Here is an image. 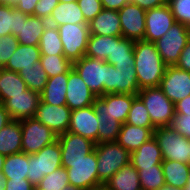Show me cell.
Returning <instances> with one entry per match:
<instances>
[{
	"label": "cell",
	"mask_w": 190,
	"mask_h": 190,
	"mask_svg": "<svg viewBox=\"0 0 190 190\" xmlns=\"http://www.w3.org/2000/svg\"><path fill=\"white\" fill-rule=\"evenodd\" d=\"M134 60L139 89L159 87L167 65L163 62L155 42L135 41Z\"/></svg>",
	"instance_id": "6da1fadb"
},
{
	"label": "cell",
	"mask_w": 190,
	"mask_h": 190,
	"mask_svg": "<svg viewBox=\"0 0 190 190\" xmlns=\"http://www.w3.org/2000/svg\"><path fill=\"white\" fill-rule=\"evenodd\" d=\"M98 180L104 185L116 172L130 162V152L117 142L95 144Z\"/></svg>",
	"instance_id": "7a4b0ae2"
},
{
	"label": "cell",
	"mask_w": 190,
	"mask_h": 190,
	"mask_svg": "<svg viewBox=\"0 0 190 190\" xmlns=\"http://www.w3.org/2000/svg\"><path fill=\"white\" fill-rule=\"evenodd\" d=\"M137 96L143 101L155 128L170 127L175 114V104L159 87L141 89Z\"/></svg>",
	"instance_id": "3957f363"
},
{
	"label": "cell",
	"mask_w": 190,
	"mask_h": 190,
	"mask_svg": "<svg viewBox=\"0 0 190 190\" xmlns=\"http://www.w3.org/2000/svg\"><path fill=\"white\" fill-rule=\"evenodd\" d=\"M62 167L61 147L58 139L46 145L39 152L29 155V173L27 180L36 186L45 175Z\"/></svg>",
	"instance_id": "277c9868"
},
{
	"label": "cell",
	"mask_w": 190,
	"mask_h": 190,
	"mask_svg": "<svg viewBox=\"0 0 190 190\" xmlns=\"http://www.w3.org/2000/svg\"><path fill=\"white\" fill-rule=\"evenodd\" d=\"M97 158L94 150L84 159L78 161H66L62 167L67 169L69 184L74 187L88 190L102 186L98 180Z\"/></svg>",
	"instance_id": "5b68a950"
},
{
	"label": "cell",
	"mask_w": 190,
	"mask_h": 190,
	"mask_svg": "<svg viewBox=\"0 0 190 190\" xmlns=\"http://www.w3.org/2000/svg\"><path fill=\"white\" fill-rule=\"evenodd\" d=\"M190 40V28L175 22L169 31L155 42L157 50L167 66H175L183 48Z\"/></svg>",
	"instance_id": "8992f818"
},
{
	"label": "cell",
	"mask_w": 190,
	"mask_h": 190,
	"mask_svg": "<svg viewBox=\"0 0 190 190\" xmlns=\"http://www.w3.org/2000/svg\"><path fill=\"white\" fill-rule=\"evenodd\" d=\"M162 151L163 160L189 163V139L176 133L171 127H157L153 132Z\"/></svg>",
	"instance_id": "52a82bcc"
},
{
	"label": "cell",
	"mask_w": 190,
	"mask_h": 190,
	"mask_svg": "<svg viewBox=\"0 0 190 190\" xmlns=\"http://www.w3.org/2000/svg\"><path fill=\"white\" fill-rule=\"evenodd\" d=\"M63 44V54L71 62L80 60L86 52L90 30L88 24H64L57 27Z\"/></svg>",
	"instance_id": "ba28073f"
},
{
	"label": "cell",
	"mask_w": 190,
	"mask_h": 190,
	"mask_svg": "<svg viewBox=\"0 0 190 190\" xmlns=\"http://www.w3.org/2000/svg\"><path fill=\"white\" fill-rule=\"evenodd\" d=\"M72 68L82 78L89 89L97 96L104 95L109 64L105 61L83 56L72 63Z\"/></svg>",
	"instance_id": "9c48e42d"
},
{
	"label": "cell",
	"mask_w": 190,
	"mask_h": 190,
	"mask_svg": "<svg viewBox=\"0 0 190 190\" xmlns=\"http://www.w3.org/2000/svg\"><path fill=\"white\" fill-rule=\"evenodd\" d=\"M20 123L22 152L28 155L39 152L43 147L57 140V135L34 117L22 119Z\"/></svg>",
	"instance_id": "30bf717a"
},
{
	"label": "cell",
	"mask_w": 190,
	"mask_h": 190,
	"mask_svg": "<svg viewBox=\"0 0 190 190\" xmlns=\"http://www.w3.org/2000/svg\"><path fill=\"white\" fill-rule=\"evenodd\" d=\"M140 91L135 65H110L107 72V83L104 85V94H132Z\"/></svg>",
	"instance_id": "8fae6325"
},
{
	"label": "cell",
	"mask_w": 190,
	"mask_h": 190,
	"mask_svg": "<svg viewBox=\"0 0 190 190\" xmlns=\"http://www.w3.org/2000/svg\"><path fill=\"white\" fill-rule=\"evenodd\" d=\"M136 96L132 94L107 93L96 97L92 107L97 116L115 117L116 120L124 124Z\"/></svg>",
	"instance_id": "7c38bea8"
},
{
	"label": "cell",
	"mask_w": 190,
	"mask_h": 190,
	"mask_svg": "<svg viewBox=\"0 0 190 190\" xmlns=\"http://www.w3.org/2000/svg\"><path fill=\"white\" fill-rule=\"evenodd\" d=\"M122 37L133 41L144 40L146 10L137 4L127 3L119 11Z\"/></svg>",
	"instance_id": "4fadbf2b"
},
{
	"label": "cell",
	"mask_w": 190,
	"mask_h": 190,
	"mask_svg": "<svg viewBox=\"0 0 190 190\" xmlns=\"http://www.w3.org/2000/svg\"><path fill=\"white\" fill-rule=\"evenodd\" d=\"M159 88L175 104L190 95V72L167 66Z\"/></svg>",
	"instance_id": "5bb4252c"
},
{
	"label": "cell",
	"mask_w": 190,
	"mask_h": 190,
	"mask_svg": "<svg viewBox=\"0 0 190 190\" xmlns=\"http://www.w3.org/2000/svg\"><path fill=\"white\" fill-rule=\"evenodd\" d=\"M176 22L168 4L146 10L144 40L156 42L165 35Z\"/></svg>",
	"instance_id": "9a60e30c"
},
{
	"label": "cell",
	"mask_w": 190,
	"mask_h": 190,
	"mask_svg": "<svg viewBox=\"0 0 190 190\" xmlns=\"http://www.w3.org/2000/svg\"><path fill=\"white\" fill-rule=\"evenodd\" d=\"M71 109L67 105L40 102L34 118L49 127L57 136L68 131Z\"/></svg>",
	"instance_id": "2e32d148"
},
{
	"label": "cell",
	"mask_w": 190,
	"mask_h": 190,
	"mask_svg": "<svg viewBox=\"0 0 190 190\" xmlns=\"http://www.w3.org/2000/svg\"><path fill=\"white\" fill-rule=\"evenodd\" d=\"M40 102V93L27 89L23 94L10 95L3 105L12 120H22L33 118Z\"/></svg>",
	"instance_id": "e0dca14e"
},
{
	"label": "cell",
	"mask_w": 190,
	"mask_h": 190,
	"mask_svg": "<svg viewBox=\"0 0 190 190\" xmlns=\"http://www.w3.org/2000/svg\"><path fill=\"white\" fill-rule=\"evenodd\" d=\"M61 147V164L66 161H78L85 158L95 148V142L71 132L57 136Z\"/></svg>",
	"instance_id": "ac0fdd59"
},
{
	"label": "cell",
	"mask_w": 190,
	"mask_h": 190,
	"mask_svg": "<svg viewBox=\"0 0 190 190\" xmlns=\"http://www.w3.org/2000/svg\"><path fill=\"white\" fill-rule=\"evenodd\" d=\"M68 132L98 144V116L92 106L71 110Z\"/></svg>",
	"instance_id": "d6986e66"
},
{
	"label": "cell",
	"mask_w": 190,
	"mask_h": 190,
	"mask_svg": "<svg viewBox=\"0 0 190 190\" xmlns=\"http://www.w3.org/2000/svg\"><path fill=\"white\" fill-rule=\"evenodd\" d=\"M96 95L89 89L82 78L72 68L68 72L66 88V105L71 109H80L92 106Z\"/></svg>",
	"instance_id": "ffe728a7"
},
{
	"label": "cell",
	"mask_w": 190,
	"mask_h": 190,
	"mask_svg": "<svg viewBox=\"0 0 190 190\" xmlns=\"http://www.w3.org/2000/svg\"><path fill=\"white\" fill-rule=\"evenodd\" d=\"M90 35L122 36V28L118 11L105 9L88 23Z\"/></svg>",
	"instance_id": "44dd1931"
},
{
	"label": "cell",
	"mask_w": 190,
	"mask_h": 190,
	"mask_svg": "<svg viewBox=\"0 0 190 190\" xmlns=\"http://www.w3.org/2000/svg\"><path fill=\"white\" fill-rule=\"evenodd\" d=\"M162 151L154 136L142 144L136 151L130 153V163L138 171L140 169L161 165Z\"/></svg>",
	"instance_id": "7402d4cb"
},
{
	"label": "cell",
	"mask_w": 190,
	"mask_h": 190,
	"mask_svg": "<svg viewBox=\"0 0 190 190\" xmlns=\"http://www.w3.org/2000/svg\"><path fill=\"white\" fill-rule=\"evenodd\" d=\"M154 130L155 128H143L124 123L116 142L131 153L152 138Z\"/></svg>",
	"instance_id": "603a6c76"
},
{
	"label": "cell",
	"mask_w": 190,
	"mask_h": 190,
	"mask_svg": "<svg viewBox=\"0 0 190 190\" xmlns=\"http://www.w3.org/2000/svg\"><path fill=\"white\" fill-rule=\"evenodd\" d=\"M48 24L45 18L29 15L22 19V26L16 39L21 45L39 46L40 38Z\"/></svg>",
	"instance_id": "cb8c5ba5"
},
{
	"label": "cell",
	"mask_w": 190,
	"mask_h": 190,
	"mask_svg": "<svg viewBox=\"0 0 190 190\" xmlns=\"http://www.w3.org/2000/svg\"><path fill=\"white\" fill-rule=\"evenodd\" d=\"M22 152L20 120H12L0 130V154L6 156Z\"/></svg>",
	"instance_id": "d4e9b609"
},
{
	"label": "cell",
	"mask_w": 190,
	"mask_h": 190,
	"mask_svg": "<svg viewBox=\"0 0 190 190\" xmlns=\"http://www.w3.org/2000/svg\"><path fill=\"white\" fill-rule=\"evenodd\" d=\"M50 25L61 26L70 24H88L84 19L82 11L77 1L59 4L52 10L48 19Z\"/></svg>",
	"instance_id": "484cf974"
},
{
	"label": "cell",
	"mask_w": 190,
	"mask_h": 190,
	"mask_svg": "<svg viewBox=\"0 0 190 190\" xmlns=\"http://www.w3.org/2000/svg\"><path fill=\"white\" fill-rule=\"evenodd\" d=\"M104 186L108 190H142L139 172L130 162L107 180Z\"/></svg>",
	"instance_id": "4316f807"
},
{
	"label": "cell",
	"mask_w": 190,
	"mask_h": 190,
	"mask_svg": "<svg viewBox=\"0 0 190 190\" xmlns=\"http://www.w3.org/2000/svg\"><path fill=\"white\" fill-rule=\"evenodd\" d=\"M41 53L39 46H27L19 44L15 53L3 67L7 70L20 72L33 68L34 63L40 61Z\"/></svg>",
	"instance_id": "83f0119b"
},
{
	"label": "cell",
	"mask_w": 190,
	"mask_h": 190,
	"mask_svg": "<svg viewBox=\"0 0 190 190\" xmlns=\"http://www.w3.org/2000/svg\"><path fill=\"white\" fill-rule=\"evenodd\" d=\"M68 73L48 78L46 86L40 93L41 101L51 105H66V88Z\"/></svg>",
	"instance_id": "f1b7e54d"
},
{
	"label": "cell",
	"mask_w": 190,
	"mask_h": 190,
	"mask_svg": "<svg viewBox=\"0 0 190 190\" xmlns=\"http://www.w3.org/2000/svg\"><path fill=\"white\" fill-rule=\"evenodd\" d=\"M165 184L184 189L190 172L189 163L179 161L163 160L161 163Z\"/></svg>",
	"instance_id": "f546056e"
},
{
	"label": "cell",
	"mask_w": 190,
	"mask_h": 190,
	"mask_svg": "<svg viewBox=\"0 0 190 190\" xmlns=\"http://www.w3.org/2000/svg\"><path fill=\"white\" fill-rule=\"evenodd\" d=\"M27 85L18 72L0 68V103H4L10 95L23 94Z\"/></svg>",
	"instance_id": "4dcf8cb0"
},
{
	"label": "cell",
	"mask_w": 190,
	"mask_h": 190,
	"mask_svg": "<svg viewBox=\"0 0 190 190\" xmlns=\"http://www.w3.org/2000/svg\"><path fill=\"white\" fill-rule=\"evenodd\" d=\"M114 43H118V37L90 35L85 56L105 61L112 56Z\"/></svg>",
	"instance_id": "1f68e13d"
},
{
	"label": "cell",
	"mask_w": 190,
	"mask_h": 190,
	"mask_svg": "<svg viewBox=\"0 0 190 190\" xmlns=\"http://www.w3.org/2000/svg\"><path fill=\"white\" fill-rule=\"evenodd\" d=\"M2 173L5 179H27L29 173V155L20 152L6 156Z\"/></svg>",
	"instance_id": "d6a6232c"
},
{
	"label": "cell",
	"mask_w": 190,
	"mask_h": 190,
	"mask_svg": "<svg viewBox=\"0 0 190 190\" xmlns=\"http://www.w3.org/2000/svg\"><path fill=\"white\" fill-rule=\"evenodd\" d=\"M28 16L13 6L0 5V37L8 34L17 36L22 26V19Z\"/></svg>",
	"instance_id": "836d02e7"
},
{
	"label": "cell",
	"mask_w": 190,
	"mask_h": 190,
	"mask_svg": "<svg viewBox=\"0 0 190 190\" xmlns=\"http://www.w3.org/2000/svg\"><path fill=\"white\" fill-rule=\"evenodd\" d=\"M134 44L135 41L118 36V43H114L112 56L105 62L110 65H134Z\"/></svg>",
	"instance_id": "e575fe53"
},
{
	"label": "cell",
	"mask_w": 190,
	"mask_h": 190,
	"mask_svg": "<svg viewBox=\"0 0 190 190\" xmlns=\"http://www.w3.org/2000/svg\"><path fill=\"white\" fill-rule=\"evenodd\" d=\"M39 48L41 55L64 56L63 44L56 26L48 24L40 38Z\"/></svg>",
	"instance_id": "d590c367"
},
{
	"label": "cell",
	"mask_w": 190,
	"mask_h": 190,
	"mask_svg": "<svg viewBox=\"0 0 190 190\" xmlns=\"http://www.w3.org/2000/svg\"><path fill=\"white\" fill-rule=\"evenodd\" d=\"M33 66V68L28 70H21L19 75L26 83L28 89L41 93L46 86L48 76L42 68L41 61L35 62Z\"/></svg>",
	"instance_id": "8d00e7d4"
},
{
	"label": "cell",
	"mask_w": 190,
	"mask_h": 190,
	"mask_svg": "<svg viewBox=\"0 0 190 190\" xmlns=\"http://www.w3.org/2000/svg\"><path fill=\"white\" fill-rule=\"evenodd\" d=\"M121 126L115 117L98 116V143L116 142Z\"/></svg>",
	"instance_id": "74e56055"
},
{
	"label": "cell",
	"mask_w": 190,
	"mask_h": 190,
	"mask_svg": "<svg viewBox=\"0 0 190 190\" xmlns=\"http://www.w3.org/2000/svg\"><path fill=\"white\" fill-rule=\"evenodd\" d=\"M138 172L142 190H159L165 185L161 165H153V167L140 169Z\"/></svg>",
	"instance_id": "f35d334b"
},
{
	"label": "cell",
	"mask_w": 190,
	"mask_h": 190,
	"mask_svg": "<svg viewBox=\"0 0 190 190\" xmlns=\"http://www.w3.org/2000/svg\"><path fill=\"white\" fill-rule=\"evenodd\" d=\"M40 61L48 78L68 73L72 69V63L65 56L41 55Z\"/></svg>",
	"instance_id": "ab89813d"
},
{
	"label": "cell",
	"mask_w": 190,
	"mask_h": 190,
	"mask_svg": "<svg viewBox=\"0 0 190 190\" xmlns=\"http://www.w3.org/2000/svg\"><path fill=\"white\" fill-rule=\"evenodd\" d=\"M125 123L132 124L134 126H140L143 128H155L152 125L151 118L145 105L143 104V101L138 96H136L132 102Z\"/></svg>",
	"instance_id": "60d3db41"
},
{
	"label": "cell",
	"mask_w": 190,
	"mask_h": 190,
	"mask_svg": "<svg viewBox=\"0 0 190 190\" xmlns=\"http://www.w3.org/2000/svg\"><path fill=\"white\" fill-rule=\"evenodd\" d=\"M69 185L67 169L60 167L51 174L45 175L35 186L36 190H62Z\"/></svg>",
	"instance_id": "b9f144b4"
},
{
	"label": "cell",
	"mask_w": 190,
	"mask_h": 190,
	"mask_svg": "<svg viewBox=\"0 0 190 190\" xmlns=\"http://www.w3.org/2000/svg\"><path fill=\"white\" fill-rule=\"evenodd\" d=\"M176 22L185 24L190 28V0H167Z\"/></svg>",
	"instance_id": "7bdbcfd3"
},
{
	"label": "cell",
	"mask_w": 190,
	"mask_h": 190,
	"mask_svg": "<svg viewBox=\"0 0 190 190\" xmlns=\"http://www.w3.org/2000/svg\"><path fill=\"white\" fill-rule=\"evenodd\" d=\"M19 45L16 36L8 34L0 37V68H3L17 50Z\"/></svg>",
	"instance_id": "ee69618b"
},
{
	"label": "cell",
	"mask_w": 190,
	"mask_h": 190,
	"mask_svg": "<svg viewBox=\"0 0 190 190\" xmlns=\"http://www.w3.org/2000/svg\"><path fill=\"white\" fill-rule=\"evenodd\" d=\"M77 2L87 23L103 10L101 0H78Z\"/></svg>",
	"instance_id": "f6af8a7d"
},
{
	"label": "cell",
	"mask_w": 190,
	"mask_h": 190,
	"mask_svg": "<svg viewBox=\"0 0 190 190\" xmlns=\"http://www.w3.org/2000/svg\"><path fill=\"white\" fill-rule=\"evenodd\" d=\"M170 127L178 134L190 139V115L174 114Z\"/></svg>",
	"instance_id": "bcb514c9"
},
{
	"label": "cell",
	"mask_w": 190,
	"mask_h": 190,
	"mask_svg": "<svg viewBox=\"0 0 190 190\" xmlns=\"http://www.w3.org/2000/svg\"><path fill=\"white\" fill-rule=\"evenodd\" d=\"M58 4L59 0H38L34 10V16L42 17L48 20L52 10Z\"/></svg>",
	"instance_id": "7dc6e473"
},
{
	"label": "cell",
	"mask_w": 190,
	"mask_h": 190,
	"mask_svg": "<svg viewBox=\"0 0 190 190\" xmlns=\"http://www.w3.org/2000/svg\"><path fill=\"white\" fill-rule=\"evenodd\" d=\"M4 190H36L27 179H6Z\"/></svg>",
	"instance_id": "c3c4849f"
},
{
	"label": "cell",
	"mask_w": 190,
	"mask_h": 190,
	"mask_svg": "<svg viewBox=\"0 0 190 190\" xmlns=\"http://www.w3.org/2000/svg\"><path fill=\"white\" fill-rule=\"evenodd\" d=\"M181 70L190 72V40L187 42L181 52L179 61L175 65Z\"/></svg>",
	"instance_id": "681fc988"
},
{
	"label": "cell",
	"mask_w": 190,
	"mask_h": 190,
	"mask_svg": "<svg viewBox=\"0 0 190 190\" xmlns=\"http://www.w3.org/2000/svg\"><path fill=\"white\" fill-rule=\"evenodd\" d=\"M37 2L38 0H19L14 8L24 14L34 16V10Z\"/></svg>",
	"instance_id": "f907efd6"
},
{
	"label": "cell",
	"mask_w": 190,
	"mask_h": 190,
	"mask_svg": "<svg viewBox=\"0 0 190 190\" xmlns=\"http://www.w3.org/2000/svg\"><path fill=\"white\" fill-rule=\"evenodd\" d=\"M133 4H137L144 10L160 7L167 4V0H128Z\"/></svg>",
	"instance_id": "816d5d0a"
},
{
	"label": "cell",
	"mask_w": 190,
	"mask_h": 190,
	"mask_svg": "<svg viewBox=\"0 0 190 190\" xmlns=\"http://www.w3.org/2000/svg\"><path fill=\"white\" fill-rule=\"evenodd\" d=\"M175 112L190 115V95L175 103Z\"/></svg>",
	"instance_id": "f5cc1de1"
},
{
	"label": "cell",
	"mask_w": 190,
	"mask_h": 190,
	"mask_svg": "<svg viewBox=\"0 0 190 190\" xmlns=\"http://www.w3.org/2000/svg\"><path fill=\"white\" fill-rule=\"evenodd\" d=\"M105 9L119 11L125 4L130 3L128 0H101Z\"/></svg>",
	"instance_id": "db71d44e"
},
{
	"label": "cell",
	"mask_w": 190,
	"mask_h": 190,
	"mask_svg": "<svg viewBox=\"0 0 190 190\" xmlns=\"http://www.w3.org/2000/svg\"><path fill=\"white\" fill-rule=\"evenodd\" d=\"M10 121H12L8 111L5 109L4 105L0 103V130L6 126Z\"/></svg>",
	"instance_id": "11a10c76"
},
{
	"label": "cell",
	"mask_w": 190,
	"mask_h": 190,
	"mask_svg": "<svg viewBox=\"0 0 190 190\" xmlns=\"http://www.w3.org/2000/svg\"><path fill=\"white\" fill-rule=\"evenodd\" d=\"M19 0H0V5H7V6H13L17 4Z\"/></svg>",
	"instance_id": "9f6ffc18"
},
{
	"label": "cell",
	"mask_w": 190,
	"mask_h": 190,
	"mask_svg": "<svg viewBox=\"0 0 190 190\" xmlns=\"http://www.w3.org/2000/svg\"><path fill=\"white\" fill-rule=\"evenodd\" d=\"M5 177L2 172H0V190H4L5 188Z\"/></svg>",
	"instance_id": "6f0895ef"
},
{
	"label": "cell",
	"mask_w": 190,
	"mask_h": 190,
	"mask_svg": "<svg viewBox=\"0 0 190 190\" xmlns=\"http://www.w3.org/2000/svg\"><path fill=\"white\" fill-rule=\"evenodd\" d=\"M159 190H183L182 188L172 187L169 185H163Z\"/></svg>",
	"instance_id": "680465c9"
},
{
	"label": "cell",
	"mask_w": 190,
	"mask_h": 190,
	"mask_svg": "<svg viewBox=\"0 0 190 190\" xmlns=\"http://www.w3.org/2000/svg\"><path fill=\"white\" fill-rule=\"evenodd\" d=\"M62 190H83V189L74 187L73 185L69 184L67 187L62 188Z\"/></svg>",
	"instance_id": "91938a15"
},
{
	"label": "cell",
	"mask_w": 190,
	"mask_h": 190,
	"mask_svg": "<svg viewBox=\"0 0 190 190\" xmlns=\"http://www.w3.org/2000/svg\"><path fill=\"white\" fill-rule=\"evenodd\" d=\"M5 156L0 154V172H2V167L4 164Z\"/></svg>",
	"instance_id": "94428289"
},
{
	"label": "cell",
	"mask_w": 190,
	"mask_h": 190,
	"mask_svg": "<svg viewBox=\"0 0 190 190\" xmlns=\"http://www.w3.org/2000/svg\"><path fill=\"white\" fill-rule=\"evenodd\" d=\"M183 190H190V172H189V176L187 178V184H186V186L184 187Z\"/></svg>",
	"instance_id": "6125c7cd"
},
{
	"label": "cell",
	"mask_w": 190,
	"mask_h": 190,
	"mask_svg": "<svg viewBox=\"0 0 190 190\" xmlns=\"http://www.w3.org/2000/svg\"><path fill=\"white\" fill-rule=\"evenodd\" d=\"M88 190H108L104 185L96 187V188H92V189H88Z\"/></svg>",
	"instance_id": "be15d7a7"
},
{
	"label": "cell",
	"mask_w": 190,
	"mask_h": 190,
	"mask_svg": "<svg viewBox=\"0 0 190 190\" xmlns=\"http://www.w3.org/2000/svg\"><path fill=\"white\" fill-rule=\"evenodd\" d=\"M75 1H78V0H59V2L61 3H68V2H75Z\"/></svg>",
	"instance_id": "e7e4bbea"
},
{
	"label": "cell",
	"mask_w": 190,
	"mask_h": 190,
	"mask_svg": "<svg viewBox=\"0 0 190 190\" xmlns=\"http://www.w3.org/2000/svg\"><path fill=\"white\" fill-rule=\"evenodd\" d=\"M189 152H190V139H189ZM189 157H190V153H189Z\"/></svg>",
	"instance_id": "03108f58"
}]
</instances>
